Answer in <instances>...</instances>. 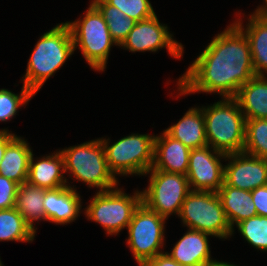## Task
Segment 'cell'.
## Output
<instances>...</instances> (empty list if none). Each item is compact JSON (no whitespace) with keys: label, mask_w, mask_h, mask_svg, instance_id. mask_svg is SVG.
<instances>
[{"label":"cell","mask_w":267,"mask_h":266,"mask_svg":"<svg viewBox=\"0 0 267 266\" xmlns=\"http://www.w3.org/2000/svg\"><path fill=\"white\" fill-rule=\"evenodd\" d=\"M256 76L245 33L233 22L218 33L177 82L179 96L217 93L233 98Z\"/></svg>","instance_id":"obj_1"},{"label":"cell","mask_w":267,"mask_h":266,"mask_svg":"<svg viewBox=\"0 0 267 266\" xmlns=\"http://www.w3.org/2000/svg\"><path fill=\"white\" fill-rule=\"evenodd\" d=\"M73 38L68 24L59 23L38 39L29 57L23 85L34 95L74 54Z\"/></svg>","instance_id":"obj_2"},{"label":"cell","mask_w":267,"mask_h":266,"mask_svg":"<svg viewBox=\"0 0 267 266\" xmlns=\"http://www.w3.org/2000/svg\"><path fill=\"white\" fill-rule=\"evenodd\" d=\"M207 144L226 155L243 152L246 119L238 101L222 98L210 106H201Z\"/></svg>","instance_id":"obj_3"},{"label":"cell","mask_w":267,"mask_h":266,"mask_svg":"<svg viewBox=\"0 0 267 266\" xmlns=\"http://www.w3.org/2000/svg\"><path fill=\"white\" fill-rule=\"evenodd\" d=\"M60 152L64 157L65 173H69L70 179L85 183L89 188H98V191L118 186V178L109 169L100 138L64 148Z\"/></svg>","instance_id":"obj_4"},{"label":"cell","mask_w":267,"mask_h":266,"mask_svg":"<svg viewBox=\"0 0 267 266\" xmlns=\"http://www.w3.org/2000/svg\"><path fill=\"white\" fill-rule=\"evenodd\" d=\"M66 23L72 34L74 50L78 47L92 69L105 71L111 47L118 45L100 11L90 2L82 19Z\"/></svg>","instance_id":"obj_5"},{"label":"cell","mask_w":267,"mask_h":266,"mask_svg":"<svg viewBox=\"0 0 267 266\" xmlns=\"http://www.w3.org/2000/svg\"><path fill=\"white\" fill-rule=\"evenodd\" d=\"M155 137L154 134L132 133L113 144L109 138H100L113 175L144 176L153 167Z\"/></svg>","instance_id":"obj_6"},{"label":"cell","mask_w":267,"mask_h":266,"mask_svg":"<svg viewBox=\"0 0 267 266\" xmlns=\"http://www.w3.org/2000/svg\"><path fill=\"white\" fill-rule=\"evenodd\" d=\"M122 189L117 186L97 191L84 210L87 220L100 224L108 236L118 235L127 229L135 209L142 202L141 191L136 190L131 195Z\"/></svg>","instance_id":"obj_7"},{"label":"cell","mask_w":267,"mask_h":266,"mask_svg":"<svg viewBox=\"0 0 267 266\" xmlns=\"http://www.w3.org/2000/svg\"><path fill=\"white\" fill-rule=\"evenodd\" d=\"M178 218L183 226L219 239L233 235L217 192L191 191L181 206Z\"/></svg>","instance_id":"obj_8"},{"label":"cell","mask_w":267,"mask_h":266,"mask_svg":"<svg viewBox=\"0 0 267 266\" xmlns=\"http://www.w3.org/2000/svg\"><path fill=\"white\" fill-rule=\"evenodd\" d=\"M166 218L150 210L144 203L135 209L127 227V247L130 248L136 263L144 265L156 255L164 253Z\"/></svg>","instance_id":"obj_9"},{"label":"cell","mask_w":267,"mask_h":266,"mask_svg":"<svg viewBox=\"0 0 267 266\" xmlns=\"http://www.w3.org/2000/svg\"><path fill=\"white\" fill-rule=\"evenodd\" d=\"M149 184L142 192V203L160 216L169 218L180 213L186 196L191 192L186 175L156 170L153 167L144 174Z\"/></svg>","instance_id":"obj_10"},{"label":"cell","mask_w":267,"mask_h":266,"mask_svg":"<svg viewBox=\"0 0 267 266\" xmlns=\"http://www.w3.org/2000/svg\"><path fill=\"white\" fill-rule=\"evenodd\" d=\"M121 49L135 52H157L166 48L169 55L180 59L184 46L173 39L168 26L159 22L156 14L152 17L136 22L127 38L119 46Z\"/></svg>","instance_id":"obj_11"},{"label":"cell","mask_w":267,"mask_h":266,"mask_svg":"<svg viewBox=\"0 0 267 266\" xmlns=\"http://www.w3.org/2000/svg\"><path fill=\"white\" fill-rule=\"evenodd\" d=\"M226 154L209 145L191 149L187 179L191 191L217 192L224 183V164Z\"/></svg>","instance_id":"obj_12"},{"label":"cell","mask_w":267,"mask_h":266,"mask_svg":"<svg viewBox=\"0 0 267 266\" xmlns=\"http://www.w3.org/2000/svg\"><path fill=\"white\" fill-rule=\"evenodd\" d=\"M224 183L242 190L252 191L267 185V159L239 152L226 155Z\"/></svg>","instance_id":"obj_13"},{"label":"cell","mask_w":267,"mask_h":266,"mask_svg":"<svg viewBox=\"0 0 267 266\" xmlns=\"http://www.w3.org/2000/svg\"><path fill=\"white\" fill-rule=\"evenodd\" d=\"M81 200L74 185L47 190L43 200L45 221L63 226L75 222L82 212Z\"/></svg>","instance_id":"obj_14"},{"label":"cell","mask_w":267,"mask_h":266,"mask_svg":"<svg viewBox=\"0 0 267 266\" xmlns=\"http://www.w3.org/2000/svg\"><path fill=\"white\" fill-rule=\"evenodd\" d=\"M209 236L213 237L208 233L187 228V232L170 250L171 253H166L183 266H211L217 260L211 257Z\"/></svg>","instance_id":"obj_15"},{"label":"cell","mask_w":267,"mask_h":266,"mask_svg":"<svg viewBox=\"0 0 267 266\" xmlns=\"http://www.w3.org/2000/svg\"><path fill=\"white\" fill-rule=\"evenodd\" d=\"M65 175L64 157L60 150L34 159L32 153L29 162L27 182L46 190L69 186Z\"/></svg>","instance_id":"obj_16"},{"label":"cell","mask_w":267,"mask_h":266,"mask_svg":"<svg viewBox=\"0 0 267 266\" xmlns=\"http://www.w3.org/2000/svg\"><path fill=\"white\" fill-rule=\"evenodd\" d=\"M155 137L153 168L187 175L191 149L171 137L165 130Z\"/></svg>","instance_id":"obj_17"},{"label":"cell","mask_w":267,"mask_h":266,"mask_svg":"<svg viewBox=\"0 0 267 266\" xmlns=\"http://www.w3.org/2000/svg\"><path fill=\"white\" fill-rule=\"evenodd\" d=\"M233 21L248 39L252 63L257 76H267V19L249 14L248 23L243 25L241 16Z\"/></svg>","instance_id":"obj_18"},{"label":"cell","mask_w":267,"mask_h":266,"mask_svg":"<svg viewBox=\"0 0 267 266\" xmlns=\"http://www.w3.org/2000/svg\"><path fill=\"white\" fill-rule=\"evenodd\" d=\"M164 130L189 149L208 145L204 114L199 106L191 107L177 123Z\"/></svg>","instance_id":"obj_19"},{"label":"cell","mask_w":267,"mask_h":266,"mask_svg":"<svg viewBox=\"0 0 267 266\" xmlns=\"http://www.w3.org/2000/svg\"><path fill=\"white\" fill-rule=\"evenodd\" d=\"M245 119H267V76H254L234 97Z\"/></svg>","instance_id":"obj_20"},{"label":"cell","mask_w":267,"mask_h":266,"mask_svg":"<svg viewBox=\"0 0 267 266\" xmlns=\"http://www.w3.org/2000/svg\"><path fill=\"white\" fill-rule=\"evenodd\" d=\"M17 136L7 147L0 163V175L18 184L27 182L30 157L29 143Z\"/></svg>","instance_id":"obj_21"},{"label":"cell","mask_w":267,"mask_h":266,"mask_svg":"<svg viewBox=\"0 0 267 266\" xmlns=\"http://www.w3.org/2000/svg\"><path fill=\"white\" fill-rule=\"evenodd\" d=\"M217 194L221 200L227 220L233 230L243 220L257 216L251 191L235 188L223 183ZM235 225V226H234Z\"/></svg>","instance_id":"obj_22"},{"label":"cell","mask_w":267,"mask_h":266,"mask_svg":"<svg viewBox=\"0 0 267 266\" xmlns=\"http://www.w3.org/2000/svg\"><path fill=\"white\" fill-rule=\"evenodd\" d=\"M46 191V189L24 182L19 185L16 194L14 207L35 232L37 229L34 225L35 221H45L43 200Z\"/></svg>","instance_id":"obj_23"},{"label":"cell","mask_w":267,"mask_h":266,"mask_svg":"<svg viewBox=\"0 0 267 266\" xmlns=\"http://www.w3.org/2000/svg\"><path fill=\"white\" fill-rule=\"evenodd\" d=\"M36 232L15 207L0 210V241L33 242Z\"/></svg>","instance_id":"obj_24"},{"label":"cell","mask_w":267,"mask_h":266,"mask_svg":"<svg viewBox=\"0 0 267 266\" xmlns=\"http://www.w3.org/2000/svg\"><path fill=\"white\" fill-rule=\"evenodd\" d=\"M91 3L100 11L107 23L111 37L120 46L137 21L127 17L122 11L109 5L105 0H91Z\"/></svg>","instance_id":"obj_25"},{"label":"cell","mask_w":267,"mask_h":266,"mask_svg":"<svg viewBox=\"0 0 267 266\" xmlns=\"http://www.w3.org/2000/svg\"><path fill=\"white\" fill-rule=\"evenodd\" d=\"M243 152L267 159V119H247Z\"/></svg>","instance_id":"obj_26"},{"label":"cell","mask_w":267,"mask_h":266,"mask_svg":"<svg viewBox=\"0 0 267 266\" xmlns=\"http://www.w3.org/2000/svg\"><path fill=\"white\" fill-rule=\"evenodd\" d=\"M242 237L257 250L267 251V216H254L236 225Z\"/></svg>","instance_id":"obj_27"},{"label":"cell","mask_w":267,"mask_h":266,"mask_svg":"<svg viewBox=\"0 0 267 266\" xmlns=\"http://www.w3.org/2000/svg\"><path fill=\"white\" fill-rule=\"evenodd\" d=\"M34 94L26 87L22 86L20 94H16L8 89H0V121L11 120L18 113L20 107L26 106Z\"/></svg>","instance_id":"obj_28"},{"label":"cell","mask_w":267,"mask_h":266,"mask_svg":"<svg viewBox=\"0 0 267 266\" xmlns=\"http://www.w3.org/2000/svg\"><path fill=\"white\" fill-rule=\"evenodd\" d=\"M109 5L115 6L127 17L141 21L152 17L155 13L149 0H105Z\"/></svg>","instance_id":"obj_29"},{"label":"cell","mask_w":267,"mask_h":266,"mask_svg":"<svg viewBox=\"0 0 267 266\" xmlns=\"http://www.w3.org/2000/svg\"><path fill=\"white\" fill-rule=\"evenodd\" d=\"M18 183L0 175V210L15 206Z\"/></svg>","instance_id":"obj_30"},{"label":"cell","mask_w":267,"mask_h":266,"mask_svg":"<svg viewBox=\"0 0 267 266\" xmlns=\"http://www.w3.org/2000/svg\"><path fill=\"white\" fill-rule=\"evenodd\" d=\"M256 213L258 216H267V185L260 186L251 191Z\"/></svg>","instance_id":"obj_31"},{"label":"cell","mask_w":267,"mask_h":266,"mask_svg":"<svg viewBox=\"0 0 267 266\" xmlns=\"http://www.w3.org/2000/svg\"><path fill=\"white\" fill-rule=\"evenodd\" d=\"M143 266H183L172 259L166 252L156 255L148 260Z\"/></svg>","instance_id":"obj_32"},{"label":"cell","mask_w":267,"mask_h":266,"mask_svg":"<svg viewBox=\"0 0 267 266\" xmlns=\"http://www.w3.org/2000/svg\"><path fill=\"white\" fill-rule=\"evenodd\" d=\"M17 137L12 131L0 129V163L3 159L6 147Z\"/></svg>","instance_id":"obj_33"},{"label":"cell","mask_w":267,"mask_h":266,"mask_svg":"<svg viewBox=\"0 0 267 266\" xmlns=\"http://www.w3.org/2000/svg\"><path fill=\"white\" fill-rule=\"evenodd\" d=\"M263 5L258 6L252 15L267 19V0H263ZM265 3V4H264Z\"/></svg>","instance_id":"obj_34"},{"label":"cell","mask_w":267,"mask_h":266,"mask_svg":"<svg viewBox=\"0 0 267 266\" xmlns=\"http://www.w3.org/2000/svg\"><path fill=\"white\" fill-rule=\"evenodd\" d=\"M211 266H238V265H235L234 263L231 264L229 262L217 261L216 263L212 264Z\"/></svg>","instance_id":"obj_35"}]
</instances>
